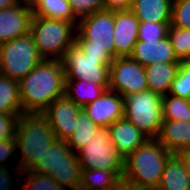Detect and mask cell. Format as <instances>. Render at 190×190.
<instances>
[{"label": "cell", "mask_w": 190, "mask_h": 190, "mask_svg": "<svg viewBox=\"0 0 190 190\" xmlns=\"http://www.w3.org/2000/svg\"><path fill=\"white\" fill-rule=\"evenodd\" d=\"M28 6H32L37 0H21Z\"/></svg>", "instance_id": "41"}, {"label": "cell", "mask_w": 190, "mask_h": 190, "mask_svg": "<svg viewBox=\"0 0 190 190\" xmlns=\"http://www.w3.org/2000/svg\"><path fill=\"white\" fill-rule=\"evenodd\" d=\"M158 187L162 190H190V177L175 154L165 163Z\"/></svg>", "instance_id": "22"}, {"label": "cell", "mask_w": 190, "mask_h": 190, "mask_svg": "<svg viewBox=\"0 0 190 190\" xmlns=\"http://www.w3.org/2000/svg\"><path fill=\"white\" fill-rule=\"evenodd\" d=\"M29 171L51 176L66 190H79L82 167L66 141L51 144Z\"/></svg>", "instance_id": "5"}, {"label": "cell", "mask_w": 190, "mask_h": 190, "mask_svg": "<svg viewBox=\"0 0 190 190\" xmlns=\"http://www.w3.org/2000/svg\"><path fill=\"white\" fill-rule=\"evenodd\" d=\"M170 25L190 29V0L172 1Z\"/></svg>", "instance_id": "31"}, {"label": "cell", "mask_w": 190, "mask_h": 190, "mask_svg": "<svg viewBox=\"0 0 190 190\" xmlns=\"http://www.w3.org/2000/svg\"><path fill=\"white\" fill-rule=\"evenodd\" d=\"M74 16L81 18L104 10L103 0H68Z\"/></svg>", "instance_id": "33"}, {"label": "cell", "mask_w": 190, "mask_h": 190, "mask_svg": "<svg viewBox=\"0 0 190 190\" xmlns=\"http://www.w3.org/2000/svg\"><path fill=\"white\" fill-rule=\"evenodd\" d=\"M180 63H154L145 67L148 89L161 96L169 94Z\"/></svg>", "instance_id": "19"}, {"label": "cell", "mask_w": 190, "mask_h": 190, "mask_svg": "<svg viewBox=\"0 0 190 190\" xmlns=\"http://www.w3.org/2000/svg\"><path fill=\"white\" fill-rule=\"evenodd\" d=\"M31 8L34 16L65 20L73 22L76 26L79 21L74 16L68 0H37Z\"/></svg>", "instance_id": "23"}, {"label": "cell", "mask_w": 190, "mask_h": 190, "mask_svg": "<svg viewBox=\"0 0 190 190\" xmlns=\"http://www.w3.org/2000/svg\"><path fill=\"white\" fill-rule=\"evenodd\" d=\"M140 21L129 10L114 11V45L116 57H130L138 40Z\"/></svg>", "instance_id": "15"}, {"label": "cell", "mask_w": 190, "mask_h": 190, "mask_svg": "<svg viewBox=\"0 0 190 190\" xmlns=\"http://www.w3.org/2000/svg\"><path fill=\"white\" fill-rule=\"evenodd\" d=\"M106 89L85 79L65 80V94L78 106L95 101Z\"/></svg>", "instance_id": "24"}, {"label": "cell", "mask_w": 190, "mask_h": 190, "mask_svg": "<svg viewBox=\"0 0 190 190\" xmlns=\"http://www.w3.org/2000/svg\"><path fill=\"white\" fill-rule=\"evenodd\" d=\"M12 169L13 175L10 173ZM14 170V171H13ZM22 171L18 167H0V190H15V180H21ZM19 178V179H18Z\"/></svg>", "instance_id": "35"}, {"label": "cell", "mask_w": 190, "mask_h": 190, "mask_svg": "<svg viewBox=\"0 0 190 190\" xmlns=\"http://www.w3.org/2000/svg\"><path fill=\"white\" fill-rule=\"evenodd\" d=\"M82 109L97 126L109 127L116 120L123 118L124 97L107 89Z\"/></svg>", "instance_id": "13"}, {"label": "cell", "mask_w": 190, "mask_h": 190, "mask_svg": "<svg viewBox=\"0 0 190 190\" xmlns=\"http://www.w3.org/2000/svg\"><path fill=\"white\" fill-rule=\"evenodd\" d=\"M109 89L123 97L148 89L145 67L130 57H116L109 67Z\"/></svg>", "instance_id": "11"}, {"label": "cell", "mask_w": 190, "mask_h": 190, "mask_svg": "<svg viewBox=\"0 0 190 190\" xmlns=\"http://www.w3.org/2000/svg\"><path fill=\"white\" fill-rule=\"evenodd\" d=\"M19 116L20 115L0 113V139L15 138Z\"/></svg>", "instance_id": "34"}, {"label": "cell", "mask_w": 190, "mask_h": 190, "mask_svg": "<svg viewBox=\"0 0 190 190\" xmlns=\"http://www.w3.org/2000/svg\"><path fill=\"white\" fill-rule=\"evenodd\" d=\"M163 120H190V100L167 94L162 97Z\"/></svg>", "instance_id": "27"}, {"label": "cell", "mask_w": 190, "mask_h": 190, "mask_svg": "<svg viewBox=\"0 0 190 190\" xmlns=\"http://www.w3.org/2000/svg\"><path fill=\"white\" fill-rule=\"evenodd\" d=\"M173 0H133L131 11L139 21L170 23Z\"/></svg>", "instance_id": "20"}, {"label": "cell", "mask_w": 190, "mask_h": 190, "mask_svg": "<svg viewBox=\"0 0 190 190\" xmlns=\"http://www.w3.org/2000/svg\"><path fill=\"white\" fill-rule=\"evenodd\" d=\"M133 0H103L104 10L121 11L131 9Z\"/></svg>", "instance_id": "37"}, {"label": "cell", "mask_w": 190, "mask_h": 190, "mask_svg": "<svg viewBox=\"0 0 190 190\" xmlns=\"http://www.w3.org/2000/svg\"><path fill=\"white\" fill-rule=\"evenodd\" d=\"M42 60L30 33L0 44V74L18 82Z\"/></svg>", "instance_id": "8"}, {"label": "cell", "mask_w": 190, "mask_h": 190, "mask_svg": "<svg viewBox=\"0 0 190 190\" xmlns=\"http://www.w3.org/2000/svg\"><path fill=\"white\" fill-rule=\"evenodd\" d=\"M175 155L180 159L185 171L190 177V148L180 150Z\"/></svg>", "instance_id": "38"}, {"label": "cell", "mask_w": 190, "mask_h": 190, "mask_svg": "<svg viewBox=\"0 0 190 190\" xmlns=\"http://www.w3.org/2000/svg\"><path fill=\"white\" fill-rule=\"evenodd\" d=\"M162 97L149 89L124 97L123 117L149 138H157L163 122Z\"/></svg>", "instance_id": "7"}, {"label": "cell", "mask_w": 190, "mask_h": 190, "mask_svg": "<svg viewBox=\"0 0 190 190\" xmlns=\"http://www.w3.org/2000/svg\"><path fill=\"white\" fill-rule=\"evenodd\" d=\"M16 148L21 152L18 168L30 170L57 138L43 113H23L16 126Z\"/></svg>", "instance_id": "3"}, {"label": "cell", "mask_w": 190, "mask_h": 190, "mask_svg": "<svg viewBox=\"0 0 190 190\" xmlns=\"http://www.w3.org/2000/svg\"><path fill=\"white\" fill-rule=\"evenodd\" d=\"M168 37L179 61H190V29L169 26Z\"/></svg>", "instance_id": "28"}, {"label": "cell", "mask_w": 190, "mask_h": 190, "mask_svg": "<svg viewBox=\"0 0 190 190\" xmlns=\"http://www.w3.org/2000/svg\"><path fill=\"white\" fill-rule=\"evenodd\" d=\"M75 43L84 55L99 57L106 65L115 58L114 11L102 10L78 21Z\"/></svg>", "instance_id": "4"}, {"label": "cell", "mask_w": 190, "mask_h": 190, "mask_svg": "<svg viewBox=\"0 0 190 190\" xmlns=\"http://www.w3.org/2000/svg\"><path fill=\"white\" fill-rule=\"evenodd\" d=\"M111 190H131L123 181Z\"/></svg>", "instance_id": "40"}, {"label": "cell", "mask_w": 190, "mask_h": 190, "mask_svg": "<svg viewBox=\"0 0 190 190\" xmlns=\"http://www.w3.org/2000/svg\"><path fill=\"white\" fill-rule=\"evenodd\" d=\"M16 151V138L0 139V167H18V163L12 166L7 163V159Z\"/></svg>", "instance_id": "36"}, {"label": "cell", "mask_w": 190, "mask_h": 190, "mask_svg": "<svg viewBox=\"0 0 190 190\" xmlns=\"http://www.w3.org/2000/svg\"><path fill=\"white\" fill-rule=\"evenodd\" d=\"M76 31L77 26L73 22L33 16L30 34L43 59L62 60L76 40Z\"/></svg>", "instance_id": "6"}, {"label": "cell", "mask_w": 190, "mask_h": 190, "mask_svg": "<svg viewBox=\"0 0 190 190\" xmlns=\"http://www.w3.org/2000/svg\"><path fill=\"white\" fill-rule=\"evenodd\" d=\"M169 94L190 100V61H181Z\"/></svg>", "instance_id": "30"}, {"label": "cell", "mask_w": 190, "mask_h": 190, "mask_svg": "<svg viewBox=\"0 0 190 190\" xmlns=\"http://www.w3.org/2000/svg\"><path fill=\"white\" fill-rule=\"evenodd\" d=\"M170 23H155L140 21L138 40H158L168 35Z\"/></svg>", "instance_id": "32"}, {"label": "cell", "mask_w": 190, "mask_h": 190, "mask_svg": "<svg viewBox=\"0 0 190 190\" xmlns=\"http://www.w3.org/2000/svg\"><path fill=\"white\" fill-rule=\"evenodd\" d=\"M81 109L64 94L56 98L42 113L47 117L57 140L67 141L76 128Z\"/></svg>", "instance_id": "12"}, {"label": "cell", "mask_w": 190, "mask_h": 190, "mask_svg": "<svg viewBox=\"0 0 190 190\" xmlns=\"http://www.w3.org/2000/svg\"><path fill=\"white\" fill-rule=\"evenodd\" d=\"M21 0H0V10H5L10 8L16 4H18Z\"/></svg>", "instance_id": "39"}, {"label": "cell", "mask_w": 190, "mask_h": 190, "mask_svg": "<svg viewBox=\"0 0 190 190\" xmlns=\"http://www.w3.org/2000/svg\"><path fill=\"white\" fill-rule=\"evenodd\" d=\"M33 16L31 6L22 1L0 10V44L29 34Z\"/></svg>", "instance_id": "14"}, {"label": "cell", "mask_w": 190, "mask_h": 190, "mask_svg": "<svg viewBox=\"0 0 190 190\" xmlns=\"http://www.w3.org/2000/svg\"><path fill=\"white\" fill-rule=\"evenodd\" d=\"M65 80H87L109 89V67L99 57L84 55L83 50L74 42L62 59Z\"/></svg>", "instance_id": "10"}, {"label": "cell", "mask_w": 190, "mask_h": 190, "mask_svg": "<svg viewBox=\"0 0 190 190\" xmlns=\"http://www.w3.org/2000/svg\"><path fill=\"white\" fill-rule=\"evenodd\" d=\"M23 175L26 179L22 190H66L49 175L38 174L29 170L22 172L21 177Z\"/></svg>", "instance_id": "29"}, {"label": "cell", "mask_w": 190, "mask_h": 190, "mask_svg": "<svg viewBox=\"0 0 190 190\" xmlns=\"http://www.w3.org/2000/svg\"><path fill=\"white\" fill-rule=\"evenodd\" d=\"M156 139L172 154L190 148V120H163Z\"/></svg>", "instance_id": "18"}, {"label": "cell", "mask_w": 190, "mask_h": 190, "mask_svg": "<svg viewBox=\"0 0 190 190\" xmlns=\"http://www.w3.org/2000/svg\"><path fill=\"white\" fill-rule=\"evenodd\" d=\"M0 113L21 115L19 82L0 74Z\"/></svg>", "instance_id": "25"}, {"label": "cell", "mask_w": 190, "mask_h": 190, "mask_svg": "<svg viewBox=\"0 0 190 190\" xmlns=\"http://www.w3.org/2000/svg\"><path fill=\"white\" fill-rule=\"evenodd\" d=\"M122 177L123 170L82 169L79 190H111Z\"/></svg>", "instance_id": "21"}, {"label": "cell", "mask_w": 190, "mask_h": 190, "mask_svg": "<svg viewBox=\"0 0 190 190\" xmlns=\"http://www.w3.org/2000/svg\"><path fill=\"white\" fill-rule=\"evenodd\" d=\"M108 128L111 132L112 144L123 158L149 139L147 135L124 117L113 122Z\"/></svg>", "instance_id": "17"}, {"label": "cell", "mask_w": 190, "mask_h": 190, "mask_svg": "<svg viewBox=\"0 0 190 190\" xmlns=\"http://www.w3.org/2000/svg\"><path fill=\"white\" fill-rule=\"evenodd\" d=\"M171 155L156 138H149L124 158L122 181L131 190L158 187Z\"/></svg>", "instance_id": "2"}, {"label": "cell", "mask_w": 190, "mask_h": 190, "mask_svg": "<svg viewBox=\"0 0 190 190\" xmlns=\"http://www.w3.org/2000/svg\"><path fill=\"white\" fill-rule=\"evenodd\" d=\"M76 154L82 169L123 170L124 158L112 144L108 127H101Z\"/></svg>", "instance_id": "9"}, {"label": "cell", "mask_w": 190, "mask_h": 190, "mask_svg": "<svg viewBox=\"0 0 190 190\" xmlns=\"http://www.w3.org/2000/svg\"><path fill=\"white\" fill-rule=\"evenodd\" d=\"M130 58L143 67L154 63L181 62L174 54L168 35L158 40H137Z\"/></svg>", "instance_id": "16"}, {"label": "cell", "mask_w": 190, "mask_h": 190, "mask_svg": "<svg viewBox=\"0 0 190 190\" xmlns=\"http://www.w3.org/2000/svg\"><path fill=\"white\" fill-rule=\"evenodd\" d=\"M141 190H162V189H160L159 187H151V188H144Z\"/></svg>", "instance_id": "42"}, {"label": "cell", "mask_w": 190, "mask_h": 190, "mask_svg": "<svg viewBox=\"0 0 190 190\" xmlns=\"http://www.w3.org/2000/svg\"><path fill=\"white\" fill-rule=\"evenodd\" d=\"M23 113H42L65 94V68L59 59H43L19 81Z\"/></svg>", "instance_id": "1"}, {"label": "cell", "mask_w": 190, "mask_h": 190, "mask_svg": "<svg viewBox=\"0 0 190 190\" xmlns=\"http://www.w3.org/2000/svg\"><path fill=\"white\" fill-rule=\"evenodd\" d=\"M100 128L81 109L77 116L76 128L66 143L76 153L94 137Z\"/></svg>", "instance_id": "26"}]
</instances>
